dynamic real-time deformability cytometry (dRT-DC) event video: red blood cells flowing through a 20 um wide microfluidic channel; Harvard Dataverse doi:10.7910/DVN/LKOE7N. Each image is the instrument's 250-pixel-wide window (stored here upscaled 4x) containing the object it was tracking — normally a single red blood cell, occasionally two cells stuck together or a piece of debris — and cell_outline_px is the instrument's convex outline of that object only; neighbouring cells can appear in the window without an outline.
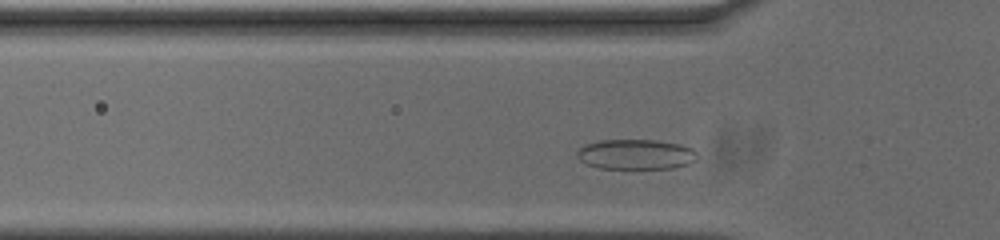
{"species": "common noctule bat (a hibernating species)", "species_latin": "Nyctalus noctula", "temperature_condition": "cold", "stored_images_in_passage": 32, "camera_frame_rate_fps": 3000, "um_per_image_px": 0.085, "animal": {"sex": "male", "body_mass_g": 20.0, "forearm_length_mm": 53.3}, "frame": {"image": 1, "passage_image": 6, "time_ms": 1.667, "image_size_px": [1000, 240], "cell_outline_px": [[696, 160], [688, 164], [672, 168], [600, 168], [584, 164], [576, 156], [576, 152], [584, 144], [600, 140], [656, 140], [680, 144], [692, 148], [696, 152]], "centroid_in_image_um": [54.01, 13.11], "position_along_channel_um": 71.8, "area_um2": 21.15}}
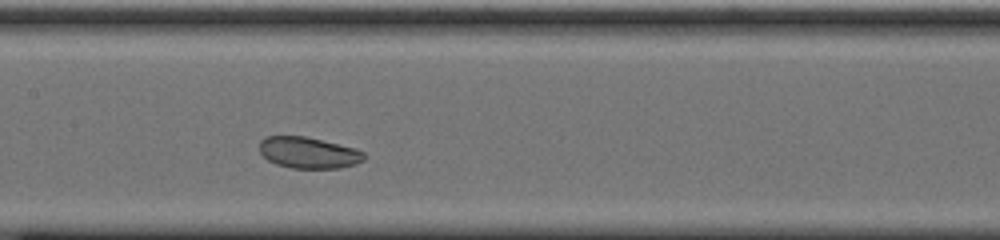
{"frame": {"image": 2, "passage_image": 15, "time_ms": 4.667, "image_size_px": [1000, 240], "cell_outline_px": [[364, 160], [356, 164], [340, 168], [292, 168], [276, 164], [268, 160], [260, 152], [260, 140], [264, 136], [304, 136], [356, 148], [364, 152]], "centroid_in_image_um": [26.22, 12.98], "position_along_channel_um": 181.2, "area_um2": 19.07}}
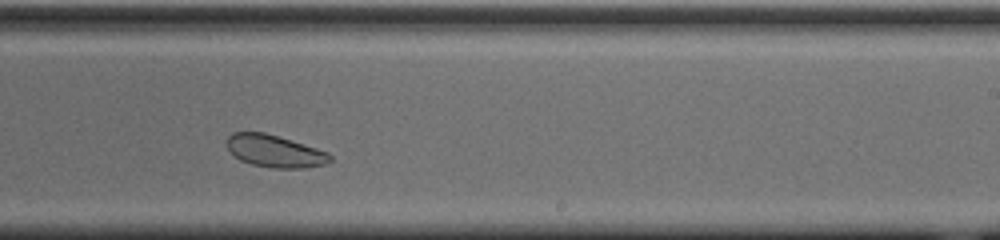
{"frame": {"image": 3, "passage_image": 22, "time_ms": 7.0, "image_size_px": [1000, 240], "cell_outline_px": [[332, 160], [324, 164], [304, 168], [272, 168], [252, 164], [240, 160], [232, 156], [224, 144], [224, 140], [232, 132], [264, 132], [292, 140], [328, 152], [332, 156]], "centroid_in_image_um": [23.28, 12.84], "position_along_channel_um": 265.7, "area_um2": 19.71}, "authors_computed_cell_mechanics": {"area_um2": 20.0566, "velocity_mm_per_s": 3.6383, "shape_relaxation_time_tau1_ms": 2.569, "shape_relaxation_time_tau2_ms": null, "deformation_change_tau1": 0.0674, "deformation_change_tau2": null}}